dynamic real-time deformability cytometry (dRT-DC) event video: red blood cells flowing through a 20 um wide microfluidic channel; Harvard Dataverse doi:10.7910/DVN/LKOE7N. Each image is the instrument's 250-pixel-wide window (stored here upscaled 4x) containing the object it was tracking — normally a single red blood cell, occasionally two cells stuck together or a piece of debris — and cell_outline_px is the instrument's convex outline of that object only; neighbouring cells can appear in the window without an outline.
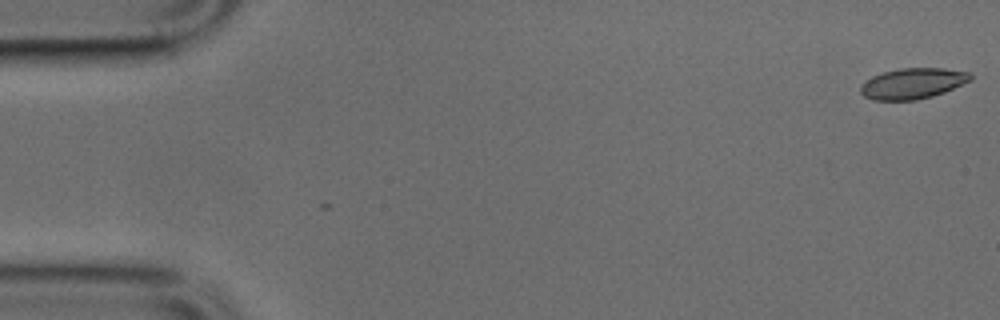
{"species": "common noctule bat (a hibernating species)", "species_latin": "Nyctalus noctula", "temperature_condition": "cold", "stored_images_in_passage": 2, "camera_frame_rate_fps": 3000, "um_per_image_px": 0.085, "animal": {"sex": "male", "body_mass_g": 17.9, "forearm_length_mm": 54.2}, "frame": {"image": 1, "passage_image": 1, "time_ms": 0.0, "image_size_px": [1000, 320], "cell_outline_px": [[972, 80], [944, 92], [932, 96], [916, 100], [872, 100], [864, 96], [860, 92], [860, 88], [864, 80], [872, 76], [884, 72], [900, 68], [944, 68], [972, 72]], "centroid_in_image_um": [77.59, 7.09], "position_along_channel_um": 7.4, "area_um2": 19.83}}